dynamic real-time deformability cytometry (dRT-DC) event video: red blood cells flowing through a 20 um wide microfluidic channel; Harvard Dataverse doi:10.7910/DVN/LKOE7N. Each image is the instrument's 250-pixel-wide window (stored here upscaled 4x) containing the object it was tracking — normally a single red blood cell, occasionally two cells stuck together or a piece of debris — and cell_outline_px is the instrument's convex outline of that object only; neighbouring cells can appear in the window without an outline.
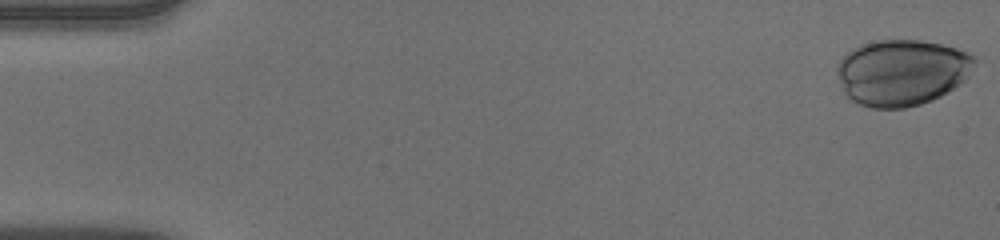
{"species": "human", "species_latin": "Homo sapiens", "temperature_condition": "warm", "stored_images_in_passage": 43, "camera_frame_rate_fps": 3000, "um_per_image_px": 0.085, "donor": {"sex": "male"}, "frame": {"image": 1, "passage_image": 1, "time_ms": 0.0, "image_size_px": [1000, 240], "cell_outline_px": [[976, 60], [968, 76], [960, 84], [948, 92], [932, 100], [920, 104], [904, 108], [872, 108], [860, 104], [852, 100], [844, 92], [836, 72], [836, 68], [840, 60], [852, 48], [860, 44], [876, 40], [920, 40], [940, 44], [956, 48], [968, 52], [976, 56]], "centroid_in_image_um": [76.66, 6.15], "position_along_channel_um": 8.3, "area_um2": 53.12}}
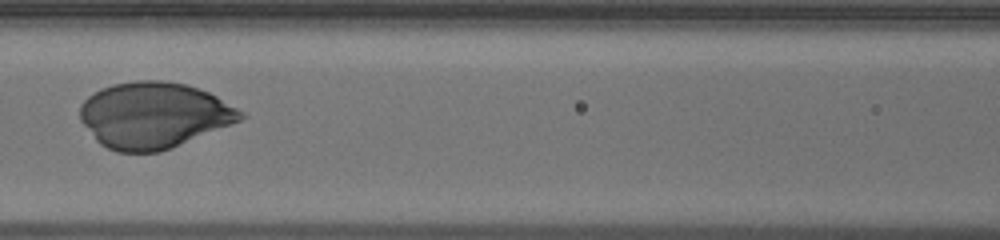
{"frame": {"image": 2, "passage_image": 24, "time_ms": 7.667, "image_size_px": [1000, 240], "cell_outline_px": [[244, 116], [240, 120], [172, 148], [160, 152], [116, 152], [100, 144], [96, 140], [80, 120], [80, 104], [88, 96], [100, 88], [112, 84], [136, 80], [164, 80], [188, 84], [208, 92], [216, 96], [244, 112]], "centroid_in_image_um": [13.04, 9.78], "position_along_channel_um": 153.6, "area_um2": 61.79}}
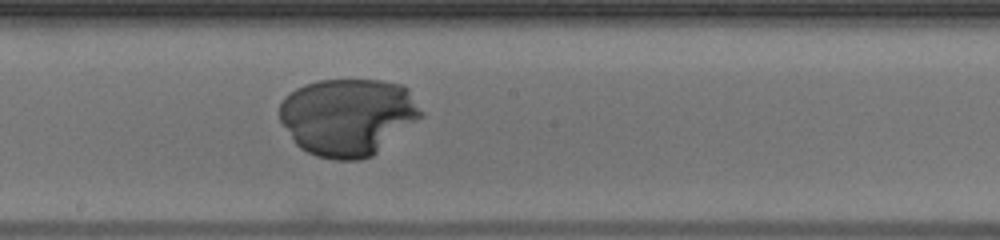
{"frame": {"image": 3, "passage_image": 29, "time_ms": 9.333, "image_size_px": [1000, 240], "cell_outline_px": [[424, 116], [372, 156], [360, 160], [332, 160], [316, 156], [300, 148], [296, 144], [280, 120], [280, 104], [284, 96], [288, 92], [304, 84], [320, 80], [380, 80], [400, 84], [408, 88], [424, 112]], "centroid_in_image_um": [29.59, 9.92], "position_along_channel_um": 218.6, "area_um2": 64.16}}